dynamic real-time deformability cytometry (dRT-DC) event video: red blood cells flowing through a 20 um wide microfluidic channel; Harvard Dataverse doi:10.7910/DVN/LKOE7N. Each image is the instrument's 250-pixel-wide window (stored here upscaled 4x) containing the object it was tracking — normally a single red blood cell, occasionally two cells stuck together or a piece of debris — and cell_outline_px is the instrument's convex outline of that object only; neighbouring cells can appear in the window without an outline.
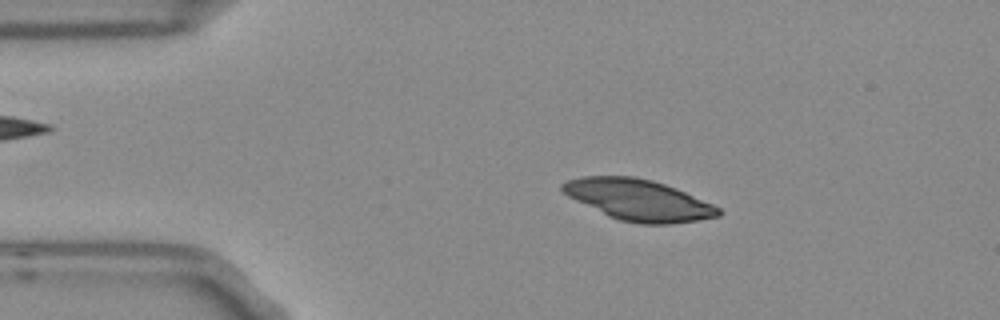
{"species": "Egyptian fruit bat (a non-hibernating species)", "species_latin": "Rousettus aegyptiacus", "temperature_condition": "room temperature", "stored_images_in_passage": 51, "camera_frame_rate_fps": 3000, "um_per_image_px": 0.085, "frame": {"image": 1, "passage_image": 8, "time_ms": 2.333, "image_size_px": [1000, 320], "cell_outline_px": [[724, 212], [720, 216], [696, 220], [668, 224], [640, 224], [620, 220], [608, 216], [568, 196], [560, 188], [560, 184], [568, 180], [580, 176], [636, 176], [652, 180], [676, 188], [712, 204], [720, 208]], "centroid_in_image_um": [54.27, 16.99], "position_along_channel_um": 30.7, "area_um2": 37.22}}